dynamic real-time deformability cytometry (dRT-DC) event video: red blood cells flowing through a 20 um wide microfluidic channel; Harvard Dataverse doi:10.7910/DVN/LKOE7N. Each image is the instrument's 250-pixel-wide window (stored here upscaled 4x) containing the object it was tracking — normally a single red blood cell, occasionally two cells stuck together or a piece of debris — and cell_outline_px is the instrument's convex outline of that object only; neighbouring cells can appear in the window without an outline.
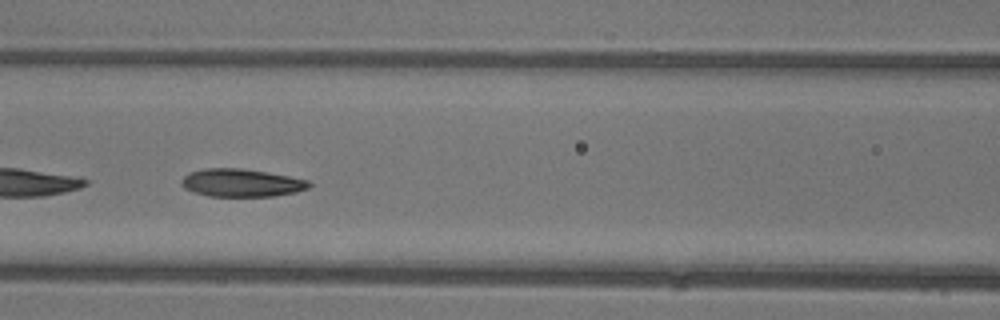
{"species": "common noctule bat (a hibernating species)", "species_latin": "Nyctalus noctula", "temperature_condition": "warm", "stored_images_in_passage": 30, "camera_frame_rate_fps": 3000, "um_per_image_px": 0.085, "animal": {"sex": "female"}, "frame": {"image": 1, "passage_image": 18, "time_ms": 5.667, "image_size_px": [1000, 320], "cell_outline_px": [[312, 184], [308, 188], [296, 192], [272, 196], [208, 196], [184, 188], [180, 180], [188, 172], [204, 168], [240, 168], [288, 176], [308, 180]], "centroid_in_image_um": [20.5, 15.53], "position_along_channel_um": 146.1, "area_um2": 20.58}}